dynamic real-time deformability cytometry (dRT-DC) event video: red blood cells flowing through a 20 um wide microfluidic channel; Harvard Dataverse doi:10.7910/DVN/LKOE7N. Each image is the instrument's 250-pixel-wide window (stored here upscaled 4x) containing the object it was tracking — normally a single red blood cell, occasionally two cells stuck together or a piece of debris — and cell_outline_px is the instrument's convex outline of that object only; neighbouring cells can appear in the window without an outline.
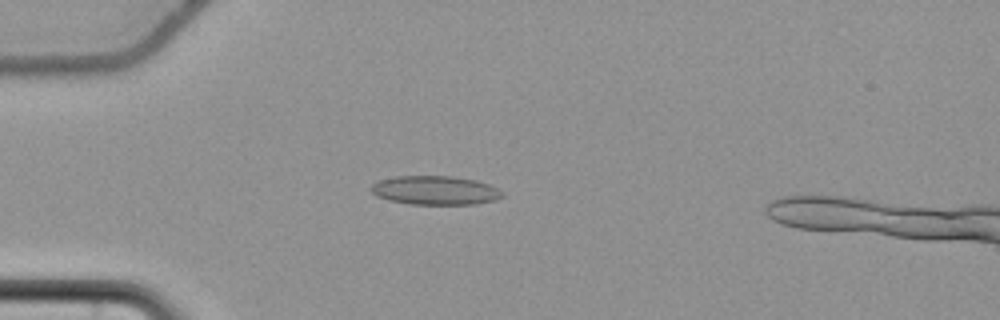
{"species": "common noctule bat (a hibernating species)", "species_latin": "Nyctalus noctula", "temperature_condition": "cold", "stored_images_in_passage": 54, "camera_frame_rate_fps": 3000, "um_per_image_px": 0.085, "animal": {"sex": "female", "body_mass_g": 22.7, "forearm_length_mm": 54.2}, "frame": {"image": 1, "passage_image": 15, "time_ms": 4.667, "image_size_px": [1000, 320], "cell_outline_px": [[504, 196], [496, 200], [476, 204], [408, 204], [388, 200], [376, 196], [368, 188], [372, 184], [380, 180], [396, 176], [452, 176], [476, 180], [488, 184], [504, 192]], "centroid_in_image_um": [36.98, 16.18], "position_along_channel_um": 48.0, "area_um2": 22.25}}
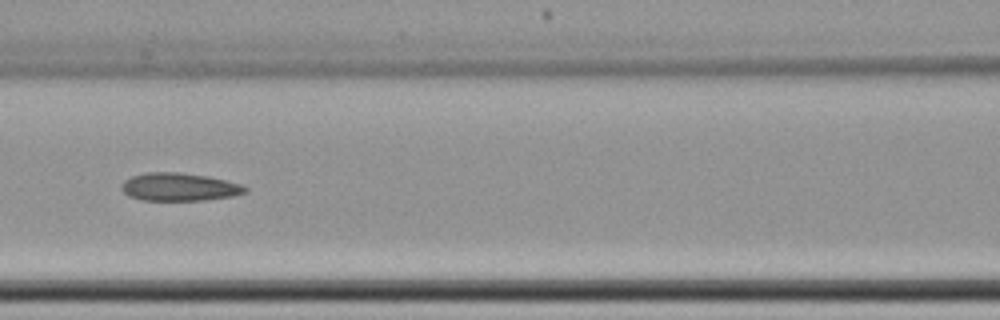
{"frame": {"image": 2, "passage_image": 25, "time_ms": 8.0, "image_size_px": [1000, 320], "cell_outline_px": [[248, 188], [244, 192], [232, 196], [204, 200], [140, 200], [128, 196], [120, 188], [120, 184], [124, 180], [132, 176], [144, 172], [180, 172], [208, 176], [240, 184]], "centroid_in_image_um": [15.17, 15.88], "position_along_channel_um": 151.4, "area_um2": 20.17}}
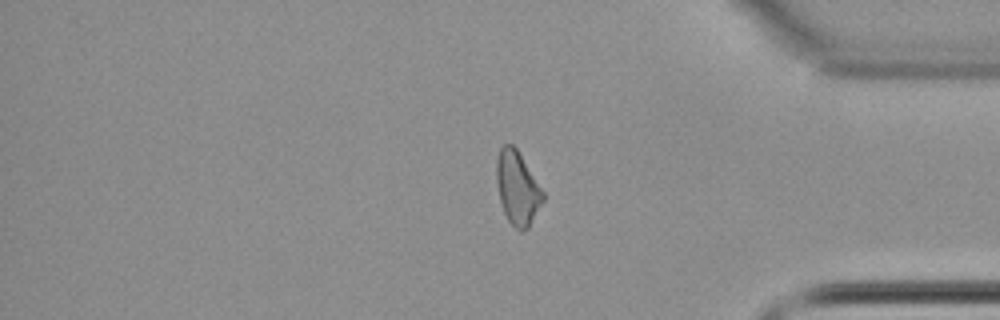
{"frame": {"image": 3, "passage_image": 46, "time_ms": 15.0, "image_size_px": [1000, 320], "cell_outline_px": [[544, 200], [528, 228], [524, 232], [520, 232], [508, 220], [504, 212], [500, 200], [496, 180], [496, 160], [500, 148], [504, 144], [512, 144], [516, 148], [544, 192]], "centroid_in_image_um": [43.98, 15.99], "position_along_channel_um": 391.2, "area_um2": 19.77}}